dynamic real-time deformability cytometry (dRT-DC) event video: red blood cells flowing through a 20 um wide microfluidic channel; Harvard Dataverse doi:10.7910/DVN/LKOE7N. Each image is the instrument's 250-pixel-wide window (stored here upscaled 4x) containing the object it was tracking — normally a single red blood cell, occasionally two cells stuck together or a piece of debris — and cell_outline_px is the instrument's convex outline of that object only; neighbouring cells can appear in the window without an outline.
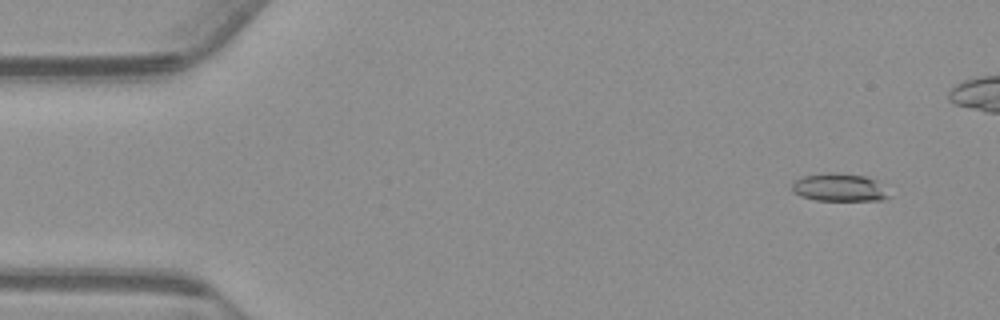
{"species": "common noctule bat (a hibernating species)", "species_latin": "Nyctalus noctula", "temperature_condition": "warm", "stored_images_in_passage": 48, "camera_frame_rate_fps": 3000, "um_per_image_px": 0.085, "animal": {"sex": "male", "body_mass_g": 23.1, "forearm_length_mm": 52.7}, "frame": {"image": 1, "passage_image": 4, "time_ms": 1.0, "image_size_px": [1000, 320], "cell_outline_px": [[892, 196], [880, 200], [816, 200], [800, 196], [792, 192], [792, 184], [796, 180], [804, 176], [828, 172], [836, 172], [864, 176], [876, 180]], "centroid_in_image_um": [71.33, 15.93], "position_along_channel_um": 13.7, "area_um2": 15.72}}
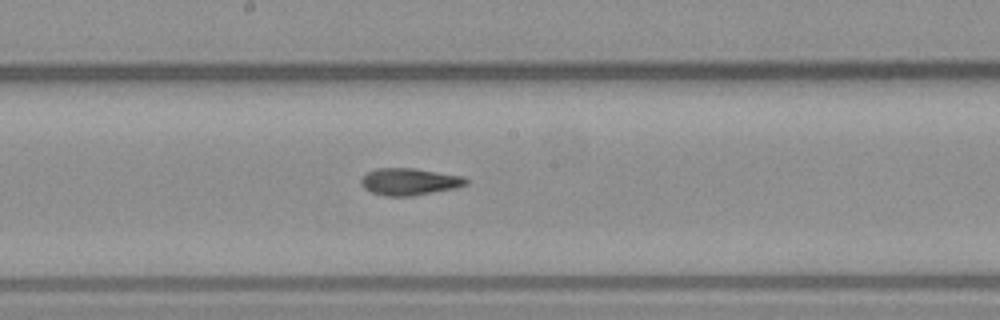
{"frame": {"image": 2, "passage_image": 29, "time_ms": 9.333, "image_size_px": [1000, 320], "cell_outline_px": [[468, 184], [456, 188], [412, 196], [384, 196], [372, 192], [364, 188], [360, 184], [360, 180], [368, 172], [376, 168], [412, 168], [464, 176], [468, 180]], "centroid_in_image_um": [34.81, 15.44], "position_along_channel_um": 213.4, "area_um2": 16.53}}
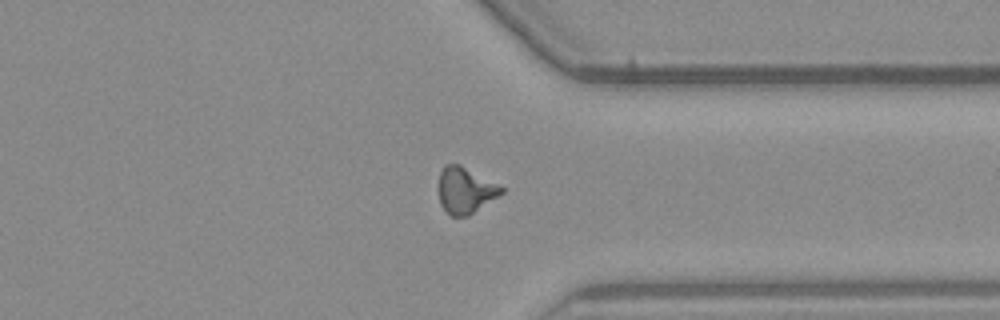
{"frame": {"image": 3, "passage_image": 42, "time_ms": 13.667, "image_size_px": [1000, 320], "cell_outline_px": [[504, 192], [468, 216], [452, 216], [440, 204], [436, 188], [440, 172], [444, 164], [460, 164], [504, 188]], "centroid_in_image_um": [39.49, 16.16], "position_along_channel_um": 371.9, "area_um2": 16.94}, "authors_computed_cell_mechanics": {"area_um2": 16.1262, "velocity_mm_per_s": 3.7369, "shape_relaxation_time_tau1_ms": 10.1799, "shape_relaxation_time_tau2_ms": 4.0926, "deformation_change_tau1": 0.2732, "deformation_change_tau2": 0.1234}}